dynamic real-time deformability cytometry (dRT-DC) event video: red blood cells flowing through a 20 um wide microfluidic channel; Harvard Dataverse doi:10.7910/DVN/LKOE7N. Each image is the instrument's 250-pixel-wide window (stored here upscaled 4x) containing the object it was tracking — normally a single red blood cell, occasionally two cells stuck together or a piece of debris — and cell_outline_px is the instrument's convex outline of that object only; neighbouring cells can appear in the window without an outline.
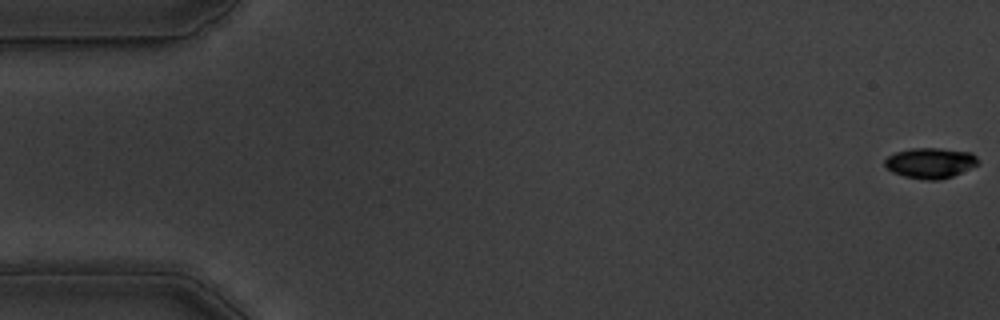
{"species": "common noctule bat (a hibernating species)", "species_latin": "Nyctalus noctula", "temperature_condition": "warm", "stored_images_in_passage": 56, "camera_frame_rate_fps": 3000, "um_per_image_px": 0.085, "animal": {"sex": "male", "body_mass_g": 19.5, "forearm_length_mm": 54.6}, "frame": {"image": 1, "passage_image": 1, "time_ms": 0.0, "image_size_px": [1000, 320], "cell_outline_px": [[980, 164], [952, 176], [940, 180], [924, 180], [904, 176], [892, 172], [884, 164], [884, 160], [888, 156], [896, 152], [912, 148], [940, 148], [972, 152], [980, 160]], "centroid_in_image_um": [79.11, 13.85], "position_along_channel_um": 5.9, "area_um2": 16.7}}
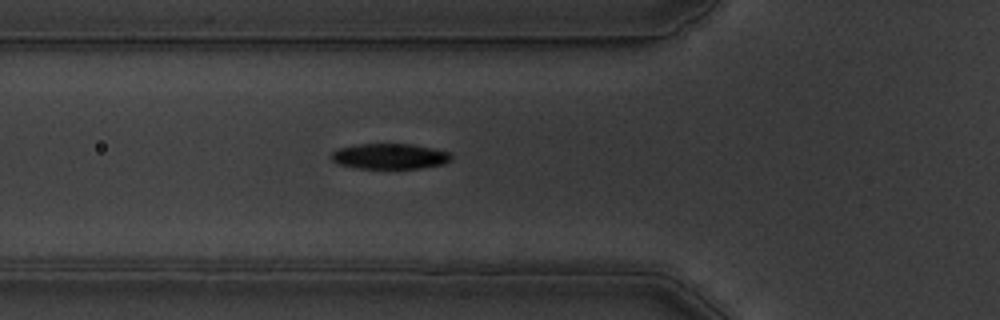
{"frame": {"image": 2, "passage_image": 20, "time_ms": 6.333, "image_size_px": [1000, 320], "cell_outline_px": [[452, 160], [444, 164], [420, 168], [356, 168], [340, 164], [332, 160], [332, 152], [340, 148], [356, 144], [412, 144], [432, 148], [448, 152], [452, 156]], "centroid_in_image_um": [33.15, 13.28], "position_along_channel_um": 92.6, "area_um2": 17.69}}
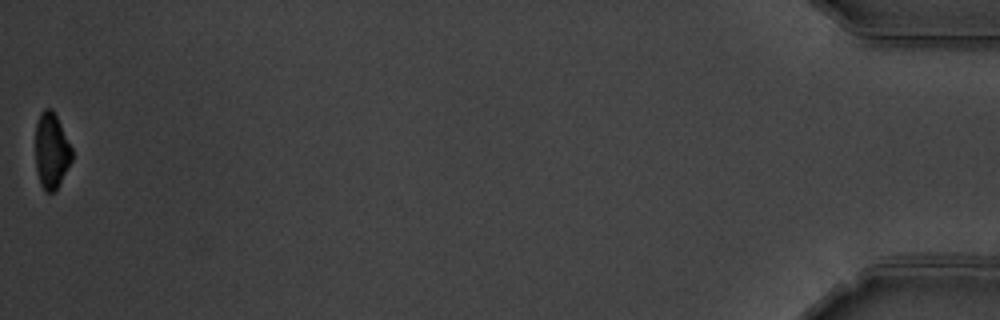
{"frame": {"image": 3, "passage_image": 56, "time_ms": 18.333, "image_size_px": [1000, 320], "cell_outline_px": [[72, 160], [56, 188], [52, 192], [44, 192], [40, 184], [36, 168], [36, 124], [40, 112], [44, 108], [52, 108], [72, 148]], "centroid_in_image_um": [4.36, 12.8], "position_along_channel_um": 430.8, "area_um2": 15.9}, "authors_computed_cell_mechanics": {"area_um2": 18.207, "velocity_mm_per_s": 3.6516, "shape_relaxation_time_tau1_ms": 2.3812, "shape_relaxation_time_tau2_ms": null, "deformation_change_tau1": 0.1363, "deformation_change_tau2": null}}